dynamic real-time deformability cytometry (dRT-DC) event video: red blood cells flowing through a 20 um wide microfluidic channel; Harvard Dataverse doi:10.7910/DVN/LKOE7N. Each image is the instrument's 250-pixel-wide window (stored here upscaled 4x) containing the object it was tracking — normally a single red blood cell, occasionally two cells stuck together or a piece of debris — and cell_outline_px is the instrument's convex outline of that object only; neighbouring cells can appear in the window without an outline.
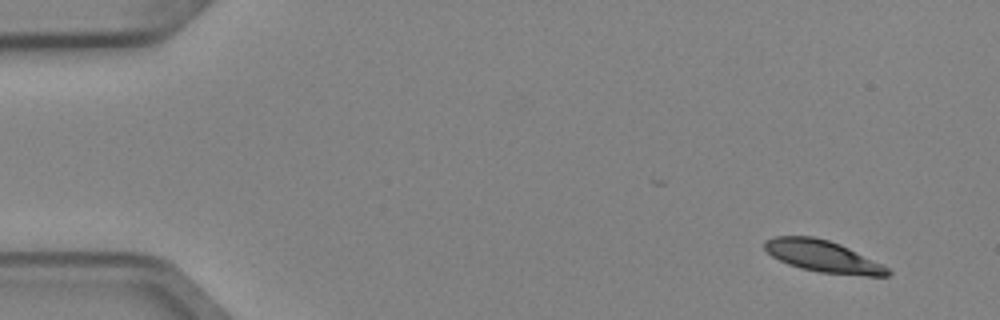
{"species": "Egyptian fruit bat (a non-hibernating species)", "species_latin": "Rousettus aegyptiacus", "temperature_condition": "cold", "stored_images_in_passage": 5, "segment_of_instrument_passage": [1, 2], "camera_frame_rate_fps": 3000, "um_per_image_px": 0.085, "animal": {"sex": "female"}, "frame": {"image": 1, "passage_image": 1, "time_ms": 0.0, "image_size_px": [1000, 320], "cell_outline_px": [[892, 272], [888, 276], [864, 276], [820, 272], [800, 268], [788, 264], [772, 256], [764, 248], [764, 240], [772, 236], [812, 236], [828, 240], [840, 244], [888, 268]], "centroid_in_image_um": [69.9, 21.78], "position_along_channel_um": 15.1, "area_um2": 22.54}}